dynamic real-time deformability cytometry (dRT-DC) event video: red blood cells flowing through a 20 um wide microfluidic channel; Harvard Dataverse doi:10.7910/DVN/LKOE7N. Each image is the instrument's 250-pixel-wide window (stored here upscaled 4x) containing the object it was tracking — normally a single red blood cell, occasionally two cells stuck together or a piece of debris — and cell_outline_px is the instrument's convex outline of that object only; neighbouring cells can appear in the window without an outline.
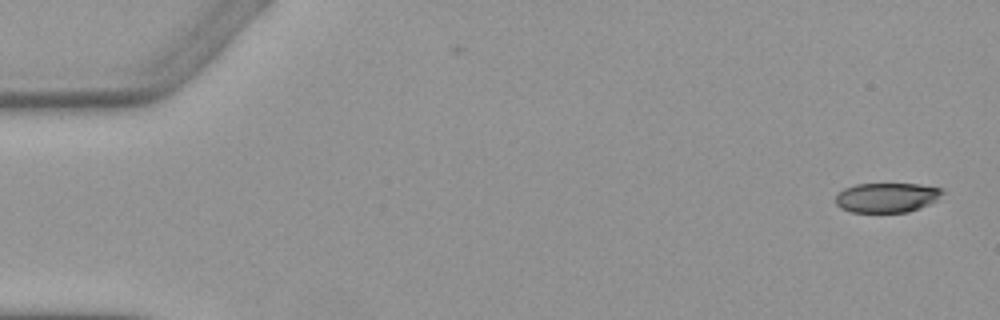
{"species": "Egyptian fruit bat (a non-hibernating species)", "species_latin": "Rousettus aegyptiacus", "temperature_condition": "warm", "stored_images_in_passage": 5, "camera_frame_rate_fps": 3000, "um_per_image_px": 0.085, "animal": {"sex": "female"}, "frame": {"image": 1, "passage_image": 1, "time_ms": 0.0, "image_size_px": [1000, 320], "cell_outline_px": [[944, 192], [936, 200], [920, 208], [908, 212], [852, 212], [840, 208], [836, 204], [836, 196], [844, 188], [856, 184], [916, 184], [944, 188]], "centroid_in_image_um": [75.38, 16.79], "position_along_channel_um": 9.6, "area_um2": 18.44}}
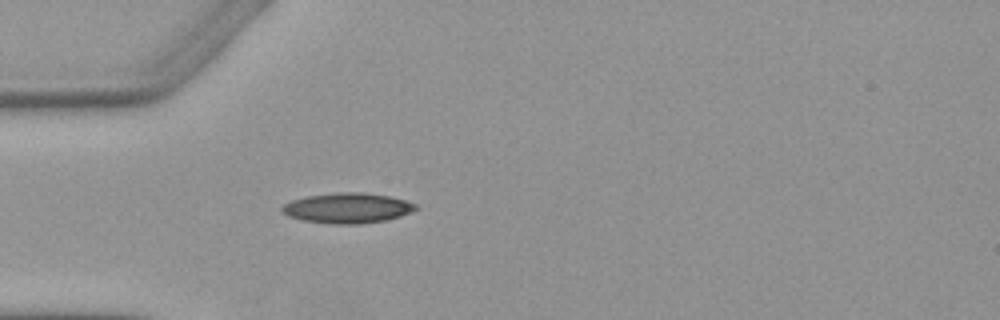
{"frame": {"image": 2, "passage_image": 4, "time_ms": 4.667, "image_size_px": [1000, 320], "cell_outline_px": [[420, 208], [412, 212], [400, 216], [384, 220], [360, 224], [332, 224], [304, 220], [288, 216], [280, 208], [284, 204], [292, 200], [308, 196], [336, 192], [364, 192], [388, 196], [404, 200], [416, 204]], "centroid_in_image_um": [29.56, 17.68], "position_along_channel_um": 55.4, "area_um2": 23.47}}